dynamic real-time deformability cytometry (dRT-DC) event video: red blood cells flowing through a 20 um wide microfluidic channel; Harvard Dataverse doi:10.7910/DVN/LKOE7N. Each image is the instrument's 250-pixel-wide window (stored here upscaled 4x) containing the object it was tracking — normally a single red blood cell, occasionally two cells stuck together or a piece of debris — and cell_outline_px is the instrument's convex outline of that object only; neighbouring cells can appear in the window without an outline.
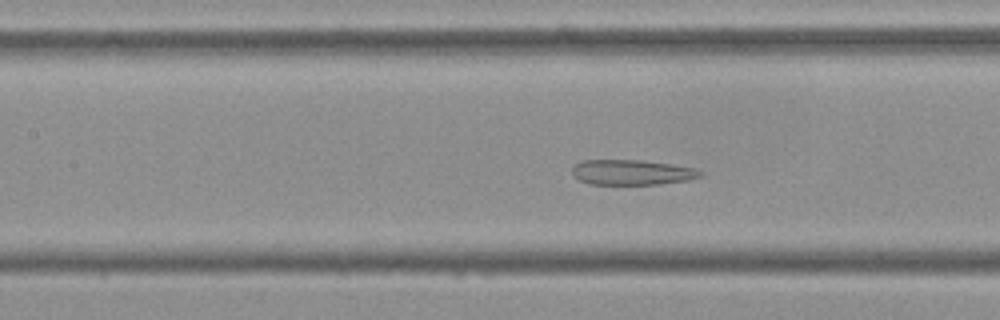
{"species": "Egyptian fruit bat (a non-hibernating species)", "species_latin": "Rousettus aegyptiacus", "temperature_condition": "cold", "stored_images_in_passage": 53, "camera_frame_rate_fps": 3000, "um_per_image_px": 0.085, "frame": {"image": 1, "passage_image": 23, "time_ms": 7.333, "image_size_px": [1000, 320], "cell_outline_px": [[704, 176], [688, 180], [660, 184], [588, 184], [580, 180], [572, 172], [572, 168], [576, 164], [584, 160], [640, 160], [672, 164], [696, 168], [704, 172]], "centroid_in_image_um": [53.78, 14.65], "position_along_channel_um": 153.6, "area_um2": 18.84}}
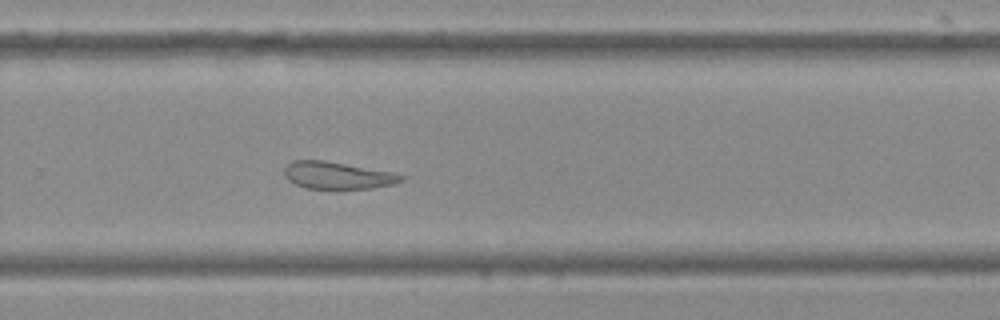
{"frame": {"image": 2, "passage_image": 35, "time_ms": 11.333, "image_size_px": [1000, 320], "cell_outline_px": [[404, 180], [392, 184], [372, 188], [304, 188], [288, 180], [284, 176], [284, 168], [292, 160], [324, 160], [392, 172], [404, 176]], "centroid_in_image_um": [28.65, 14.9], "position_along_channel_um": 301.2, "area_um2": 18.32}}
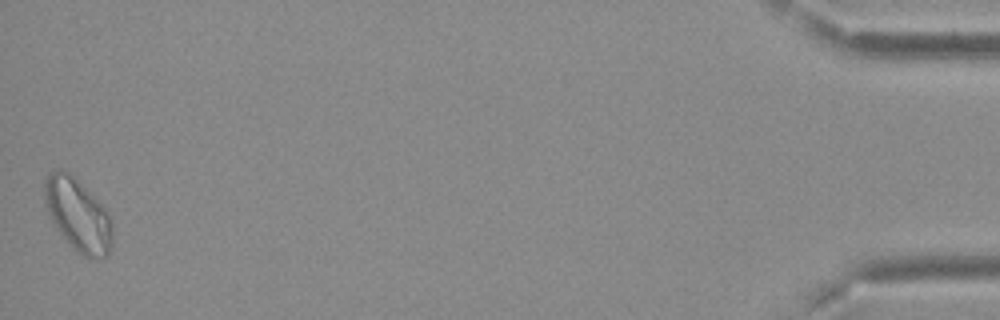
{"frame": {"image": 3, "passage_image": 53, "time_ms": 17.333, "image_size_px": [1000, 320], "cell_outline_px": [[112, 244], [108, 252], [104, 256], [84, 256], [72, 248], [60, 232], [52, 220], [44, 204], [44, 184], [48, 172], [60, 168], [68, 172], [104, 208], [112, 220]], "centroid_in_image_um": [6.59, 18.24], "position_along_channel_um": 428.6, "area_um2": 27.98}, "authors_computed_cell_mechanics": {"area_um2": 22.4264, "velocity_mm_per_s": 3.6967, "shape_relaxation_time_tau1_ms": null, "shape_relaxation_time_tau2_ms": 2.8425, "deformation_change_tau1": null, "deformation_change_tau2": 0.1053}}